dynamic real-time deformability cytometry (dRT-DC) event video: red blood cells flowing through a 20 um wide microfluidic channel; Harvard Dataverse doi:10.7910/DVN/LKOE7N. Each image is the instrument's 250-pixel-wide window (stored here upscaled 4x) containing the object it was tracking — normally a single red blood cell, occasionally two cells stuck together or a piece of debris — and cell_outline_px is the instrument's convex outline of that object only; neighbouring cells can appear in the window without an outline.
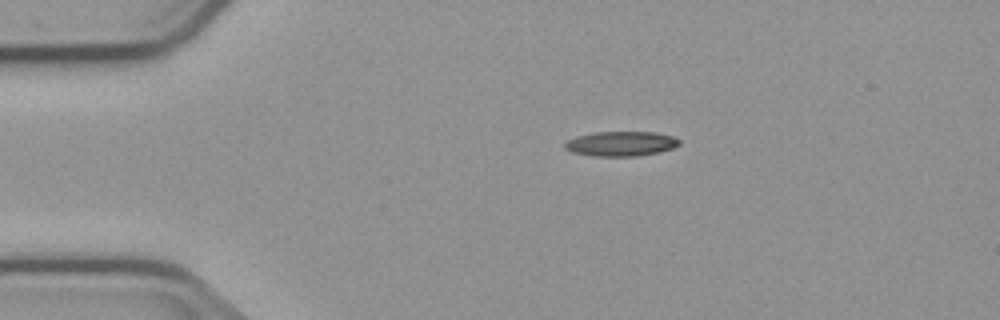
{"species": "common noctule bat (a hibernating species)", "species_latin": "Nyctalus noctula", "temperature_condition": "cold", "stored_images_in_passage": 5, "camera_frame_rate_fps": 3000, "um_per_image_px": 0.085, "animal": {"sex": "male", "body_mass_g": 23.1, "forearm_length_mm": 52.7}, "frame": {"image": 1, "passage_image": 5, "time_ms": 5.333, "image_size_px": [1000, 320], "cell_outline_px": [[680, 144], [672, 148], [660, 152], [640, 156], [592, 156], [572, 152], [564, 148], [564, 144], [568, 140], [576, 136], [592, 132], [652, 132], [672, 136], [680, 140]], "centroid_in_image_um": [52.76, 12.22], "position_along_channel_um": 32.2, "area_um2": 16.59}}